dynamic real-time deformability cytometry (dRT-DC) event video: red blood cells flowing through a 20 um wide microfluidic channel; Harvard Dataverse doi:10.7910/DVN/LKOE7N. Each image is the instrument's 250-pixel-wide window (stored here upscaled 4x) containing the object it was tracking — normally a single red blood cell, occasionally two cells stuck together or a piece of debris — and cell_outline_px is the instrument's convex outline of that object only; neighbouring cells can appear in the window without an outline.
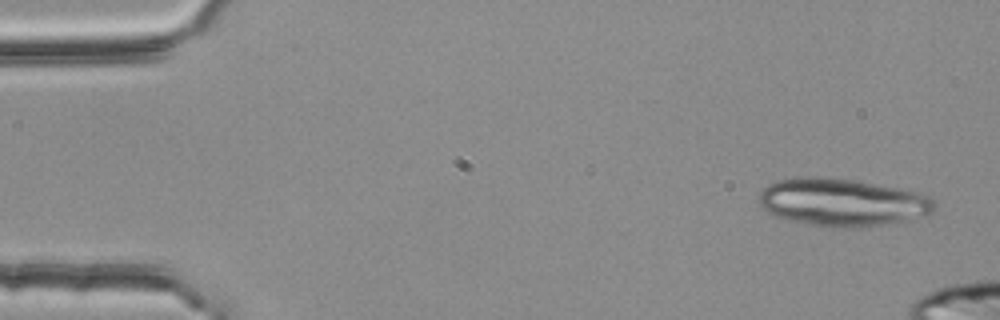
{"species": "common noctule bat (a hibernating species)", "species_latin": "Nyctalus noctula", "temperature_condition": "room temperature", "stored_images_in_passage": 4, "camera_frame_rate_fps": 3000, "um_per_image_px": 0.085, "animal": {"sex": "female", "body_mass_g": 25.1}, "frame": {"image": 1, "passage_image": 1, "time_ms": 0.0, "image_size_px": [1000, 320], "cell_outline_px": [[936, 208], [932, 212], [904, 220], [888, 224], [856, 228], [832, 228], [788, 220], [776, 216], [768, 212], [760, 204], [756, 196], [768, 184], [776, 180], [808, 176], [856, 180], [916, 192], [928, 196], [936, 204]], "centroid_in_image_um": [71.54, 17.2], "position_along_channel_um": 13.5, "area_um2": 48.61}}